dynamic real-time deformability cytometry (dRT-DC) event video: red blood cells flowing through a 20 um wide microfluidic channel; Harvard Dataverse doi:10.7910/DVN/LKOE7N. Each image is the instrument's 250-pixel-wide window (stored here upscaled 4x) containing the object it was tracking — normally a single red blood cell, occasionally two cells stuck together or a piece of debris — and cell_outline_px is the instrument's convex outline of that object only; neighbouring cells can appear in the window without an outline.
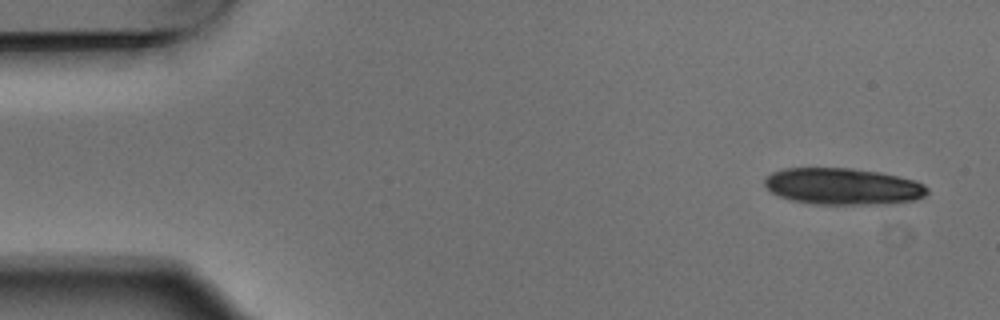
{"species": "Egyptian fruit bat (a non-hibernating species)", "species_latin": "Rousettus aegyptiacus", "temperature_condition": "warm", "stored_images_in_passage": 4, "camera_frame_rate_fps": 3000, "um_per_image_px": 0.085, "animal": {"sex": "male"}, "frame": {"image": 1, "passage_image": 1, "time_ms": 0.0, "image_size_px": [1000, 320], "cell_outline_px": [[928, 192], [924, 196], [912, 200], [888, 204], [812, 204], [792, 200], [780, 196], [772, 192], [764, 184], [764, 176], [772, 172], [784, 168], [852, 168], [880, 172], [916, 180], [924, 184], [928, 188]], "centroid_in_image_um": [71.64, 15.84], "position_along_channel_um": 13.4, "area_um2": 34.85}}